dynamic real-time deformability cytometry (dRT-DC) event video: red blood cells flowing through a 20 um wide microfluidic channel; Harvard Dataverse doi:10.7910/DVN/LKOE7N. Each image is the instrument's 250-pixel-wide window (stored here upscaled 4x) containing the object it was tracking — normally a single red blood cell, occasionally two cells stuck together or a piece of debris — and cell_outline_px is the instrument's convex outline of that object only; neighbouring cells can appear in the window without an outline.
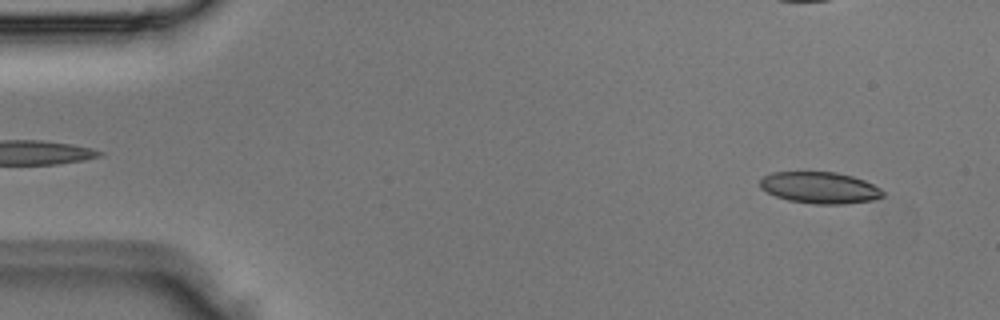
{"species": "Egyptian fruit bat (a non-hibernating species)", "species_latin": "Rousettus aegyptiacus", "temperature_condition": "room temperature", "stored_images_in_passage": 3, "camera_frame_rate_fps": 3000, "um_per_image_px": 0.085, "animal": {"sex": "male"}, "frame": {"image": 1, "passage_image": 3, "time_ms": 0.667, "image_size_px": [1000, 320], "cell_outline_px": [[884, 196], [872, 200], [840, 204], [816, 204], [788, 200], [776, 196], [760, 188], [760, 180], [764, 176], [772, 172], [836, 172], [852, 176], [864, 180], [880, 188], [884, 192]], "centroid_in_image_um": [69.68, 15.95], "position_along_channel_um": 15.3, "area_um2": 22.43}}